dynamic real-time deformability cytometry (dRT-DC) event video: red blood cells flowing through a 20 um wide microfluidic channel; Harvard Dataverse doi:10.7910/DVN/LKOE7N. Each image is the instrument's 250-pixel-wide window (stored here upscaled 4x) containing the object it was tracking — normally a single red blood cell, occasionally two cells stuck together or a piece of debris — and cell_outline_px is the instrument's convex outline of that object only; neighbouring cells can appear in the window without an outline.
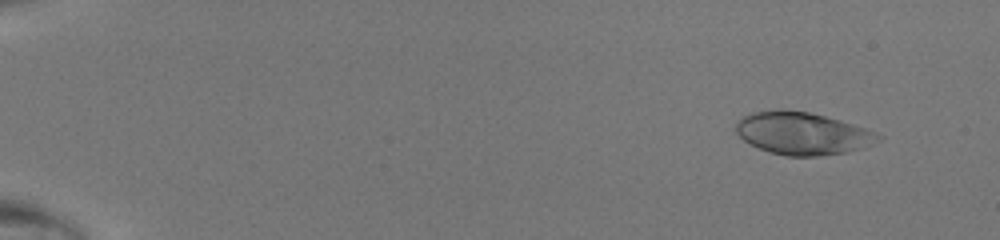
{"species": "human", "species_latin": "Homo sapiens", "temperature_condition": "room temperature", "stored_images_in_passage": 49, "camera_frame_rate_fps": 3000, "um_per_image_px": 0.085, "donor": {"sex": "male"}, "frame": {"image": 1, "passage_image": 5, "time_ms": 1.333, "image_size_px": [1000, 240], "cell_outline_px": [[884, 136], [880, 140], [872, 144], [844, 152], [820, 156], [784, 156], [760, 148], [744, 140], [736, 132], [736, 124], [744, 116], [752, 112], [784, 108], [808, 112], [840, 120], [864, 128]], "centroid_in_image_um": [68.2, 11.32], "position_along_channel_um": 16.8, "area_um2": 34.85}}
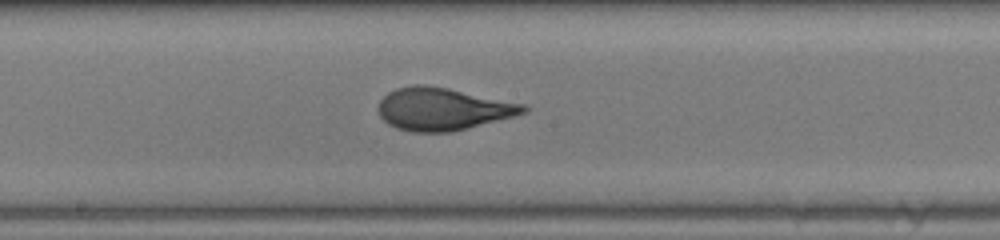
{"frame": {"image": 2, "passage_image": 29, "time_ms": 9.333, "image_size_px": [1000, 240], "cell_outline_px": [[528, 112], [516, 116], [452, 132], [412, 132], [396, 128], [388, 124], [380, 116], [376, 108], [380, 100], [388, 92], [396, 88], [412, 84], [424, 84], [448, 88], [524, 104], [528, 108]], "centroid_in_image_um": [37.61, 9.27], "position_along_channel_um": 210.6, "area_um2": 36.18}}
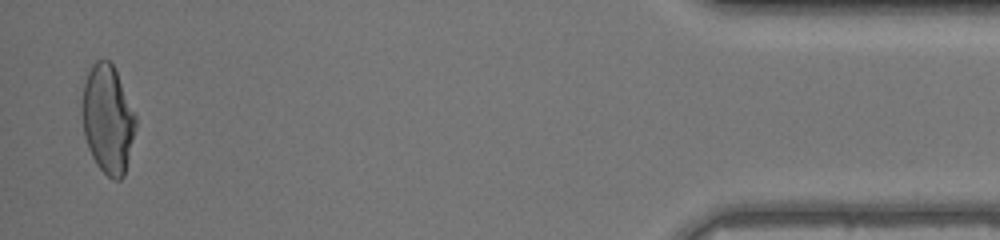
{"frame": {"image": 3, "passage_image": 48, "time_ms": 15.667, "image_size_px": [1000, 240], "cell_outline_px": [[136, 124], [124, 176], [120, 180], [112, 180], [96, 164], [88, 148], [84, 136], [80, 112], [80, 108], [84, 80], [92, 64], [96, 60], [108, 60], [112, 64], [136, 112]], "centroid_in_image_um": [9.13, 10.12], "position_along_channel_um": 426.1, "area_um2": 34.22}}